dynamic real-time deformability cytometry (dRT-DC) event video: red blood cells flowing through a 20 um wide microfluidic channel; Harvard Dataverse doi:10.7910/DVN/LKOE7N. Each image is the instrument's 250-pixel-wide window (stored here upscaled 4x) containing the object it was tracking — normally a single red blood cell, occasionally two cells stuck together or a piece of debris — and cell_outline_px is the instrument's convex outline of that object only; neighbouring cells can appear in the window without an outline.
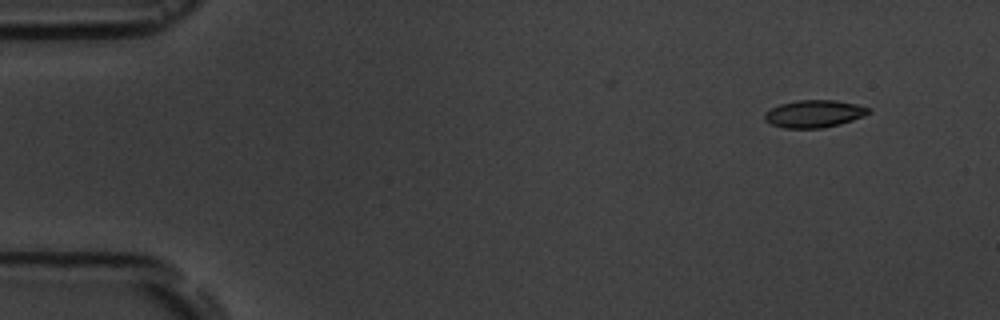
{"species": "common noctule bat (a hibernating species)", "species_latin": "Nyctalus noctula", "temperature_condition": "room temperature", "stored_images_in_passage": 5, "segment_of_instrument_passage": [2, 2], "camera_frame_rate_fps": 3000, "um_per_image_px": 0.085, "animal": {"sex": "male", "body_mass_g": 19.5, "forearm_length_mm": 54.6}, "frame": {"image": 1, "passage_image": 5, "time_ms": 6.333, "image_size_px": [1000, 320], "cell_outline_px": [[872, 112], [864, 116], [840, 124], [824, 128], [784, 128], [772, 124], [764, 120], [764, 112], [780, 104], [796, 100], [836, 100], [856, 104], [872, 108]], "centroid_in_image_um": [69.23, 9.67], "position_along_channel_um": 15.8, "area_um2": 16.76}}